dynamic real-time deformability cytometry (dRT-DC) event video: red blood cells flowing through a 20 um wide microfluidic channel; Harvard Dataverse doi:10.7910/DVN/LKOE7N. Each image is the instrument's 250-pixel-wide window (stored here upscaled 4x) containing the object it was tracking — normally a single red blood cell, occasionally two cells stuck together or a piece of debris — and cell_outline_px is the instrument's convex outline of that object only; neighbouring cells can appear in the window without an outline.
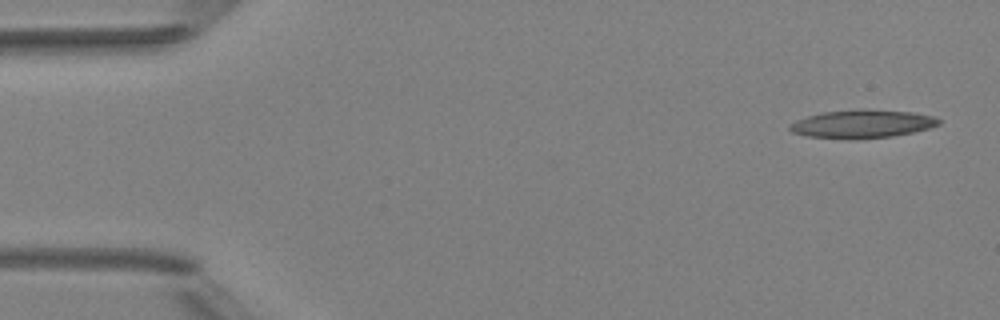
{"species": "Egyptian fruit bat (a non-hibernating species)", "species_latin": "Rousettus aegyptiacus", "temperature_condition": "room temperature", "stored_images_in_passage": 5, "camera_frame_rate_fps": 3000, "um_per_image_px": 0.085, "animal": {"sex": "female"}, "frame": {"image": 1, "passage_image": 1, "time_ms": 0.0, "image_size_px": [1000, 320], "cell_outline_px": [[940, 124], [928, 128], [912, 132], [892, 136], [808, 136], [792, 132], [788, 128], [788, 124], [796, 120], [808, 116], [824, 112], [912, 112], [932, 116], [940, 120]], "centroid_in_image_um": [73.28, 10.53], "position_along_channel_um": 11.7, "area_um2": 22.14}}
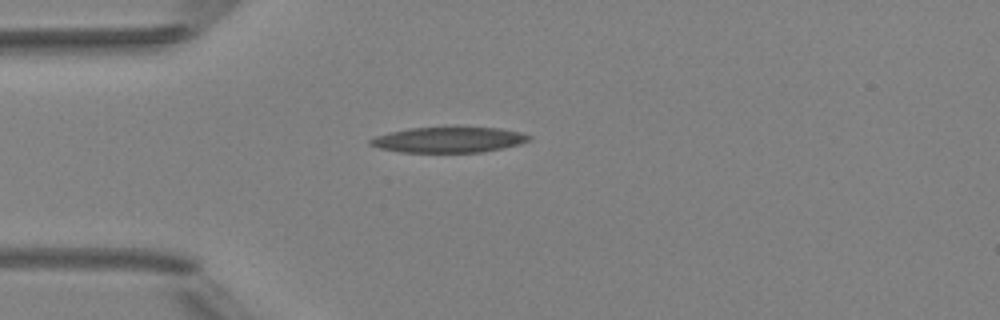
{"frame": {"image": 2, "passage_image": 4, "time_ms": 3.667, "image_size_px": [1000, 320], "cell_outline_px": [[532, 140], [520, 144], [504, 148], [480, 152], [400, 152], [380, 148], [368, 144], [368, 140], [376, 136], [408, 128], [500, 128], [520, 132], [532, 136]], "centroid_in_image_um": [38.17, 11.89], "position_along_channel_um": 46.8, "area_um2": 23.41}}